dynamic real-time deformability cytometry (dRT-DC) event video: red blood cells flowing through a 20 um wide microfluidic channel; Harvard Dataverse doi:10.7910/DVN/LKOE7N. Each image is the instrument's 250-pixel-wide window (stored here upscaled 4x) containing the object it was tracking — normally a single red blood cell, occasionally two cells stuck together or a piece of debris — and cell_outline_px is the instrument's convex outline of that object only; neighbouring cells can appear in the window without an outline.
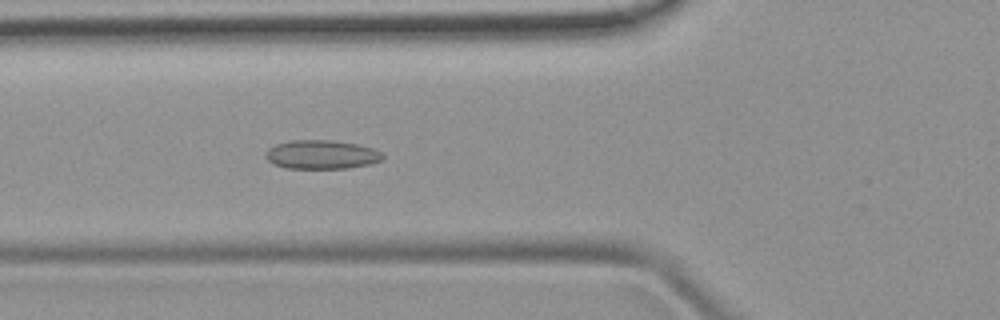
{"species": "common noctule bat (a hibernating species)", "species_latin": "Nyctalus noctula", "temperature_condition": "room temperature", "stored_images_in_passage": 5, "camera_frame_rate_fps": 3000, "um_per_image_px": 0.085, "animal": {"sex": "female", "body_mass_g": 19.9}, "frame": {"image": 1, "passage_image": 5, "time_ms": 4.333, "image_size_px": [1000, 320], "cell_outline_px": [[384, 156], [380, 160], [368, 164], [348, 168], [284, 168], [272, 164], [264, 156], [264, 152], [268, 148], [276, 144], [292, 140], [328, 140], [356, 144], [372, 148], [384, 152]], "centroid_in_image_um": [27.28, 13.14], "position_along_channel_um": 98.5, "area_um2": 19.71}}